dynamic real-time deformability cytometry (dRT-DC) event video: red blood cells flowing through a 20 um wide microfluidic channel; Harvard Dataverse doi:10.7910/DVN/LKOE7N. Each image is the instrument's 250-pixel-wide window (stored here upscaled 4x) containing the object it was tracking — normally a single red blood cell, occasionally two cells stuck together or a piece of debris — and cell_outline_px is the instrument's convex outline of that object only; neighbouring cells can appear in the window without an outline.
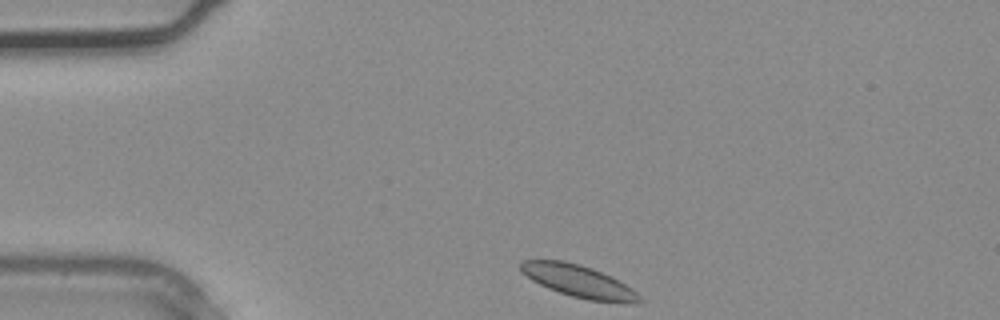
{"species": "common noctule bat (a hibernating species)", "species_latin": "Nyctalus noctula", "temperature_condition": "warm", "stored_images_in_passage": 1, "camera_frame_rate_fps": 3000, "um_per_image_px": 0.085, "animal": {"sex": "male", "body_mass_g": 20.4}, "frame": {"image": 1, "passage_image": 1, "time_ms": 0.0, "image_size_px": [1000, 320], "cell_outline_px": [[640, 300], [636, 304], [632, 304], [588, 300], [572, 296], [548, 288], [532, 280], [520, 272], [520, 260], [564, 260], [580, 264], [592, 268], [632, 288], [640, 296]], "centroid_in_image_um": [49.15, 23.9], "position_along_channel_um": 35.9, "area_um2": 22.14}}